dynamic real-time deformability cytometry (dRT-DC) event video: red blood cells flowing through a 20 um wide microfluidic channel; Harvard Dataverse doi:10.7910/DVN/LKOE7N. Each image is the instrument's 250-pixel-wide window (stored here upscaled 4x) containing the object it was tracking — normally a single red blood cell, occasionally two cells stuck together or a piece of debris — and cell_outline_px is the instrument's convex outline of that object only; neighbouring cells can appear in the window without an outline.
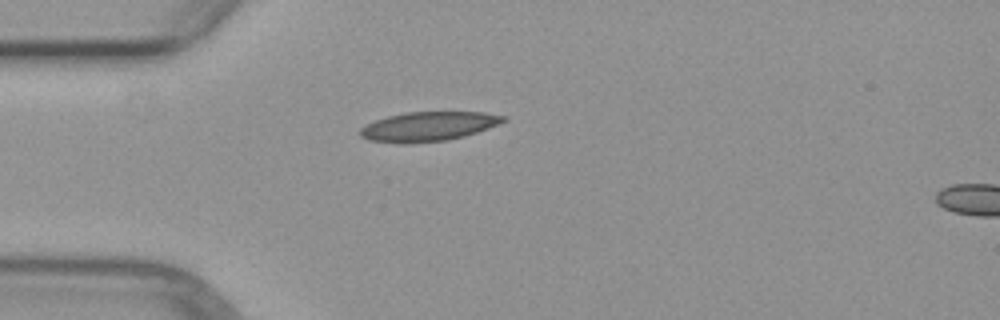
{"species": "common noctule bat (a hibernating species)", "species_latin": "Nyctalus noctula", "temperature_condition": "warm", "stored_images_in_passage": 3, "segment_of_instrument_passage": [1, 2], "camera_frame_rate_fps": 3000, "um_per_image_px": 0.085, "animal": {"sex": "female", "body_mass_g": 29.2, "forearm_length_mm": 56.3}, "frame": {"image": 1, "passage_image": 2, "time_ms": 2.0, "image_size_px": [1000, 320], "cell_outline_px": [[508, 120], [488, 128], [464, 136], [448, 140], [408, 144], [400, 144], [368, 140], [360, 136], [360, 128], [376, 120], [388, 116], [404, 112], [484, 112], [508, 116]], "centroid_in_image_um": [36.42, 10.75], "position_along_channel_um": 48.6, "area_um2": 24.68}}